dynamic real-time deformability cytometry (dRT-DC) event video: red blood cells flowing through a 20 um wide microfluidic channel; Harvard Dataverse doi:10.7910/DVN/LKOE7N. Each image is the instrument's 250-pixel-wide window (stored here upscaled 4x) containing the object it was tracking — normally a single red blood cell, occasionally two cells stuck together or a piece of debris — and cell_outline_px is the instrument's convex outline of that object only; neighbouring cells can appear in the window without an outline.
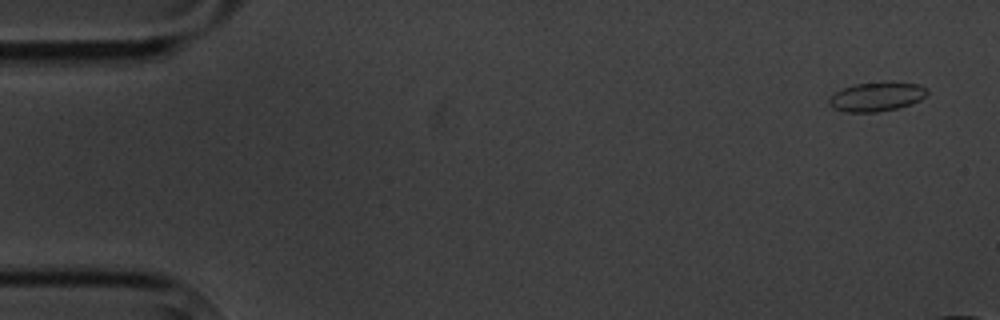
{"species": "common noctule bat (a hibernating species)", "species_latin": "Nyctalus noctula", "temperature_condition": "cold", "stored_images_in_passage": 4, "camera_frame_rate_fps": 3000, "um_per_image_px": 0.085, "animal": {"sex": "male", "body_mass_g": 20.1, "forearm_length_mm": 53.5}, "frame": {"image": 1, "passage_image": 1, "time_ms": 0.0, "image_size_px": [1000, 320], "cell_outline_px": [[928, 92], [920, 100], [896, 108], [876, 112], [848, 112], [832, 108], [828, 100], [836, 92], [844, 88], [856, 84], [892, 80], [920, 84]], "centroid_in_image_um": [74.53, 8.19], "position_along_channel_um": 10.5, "area_um2": 16.65}}